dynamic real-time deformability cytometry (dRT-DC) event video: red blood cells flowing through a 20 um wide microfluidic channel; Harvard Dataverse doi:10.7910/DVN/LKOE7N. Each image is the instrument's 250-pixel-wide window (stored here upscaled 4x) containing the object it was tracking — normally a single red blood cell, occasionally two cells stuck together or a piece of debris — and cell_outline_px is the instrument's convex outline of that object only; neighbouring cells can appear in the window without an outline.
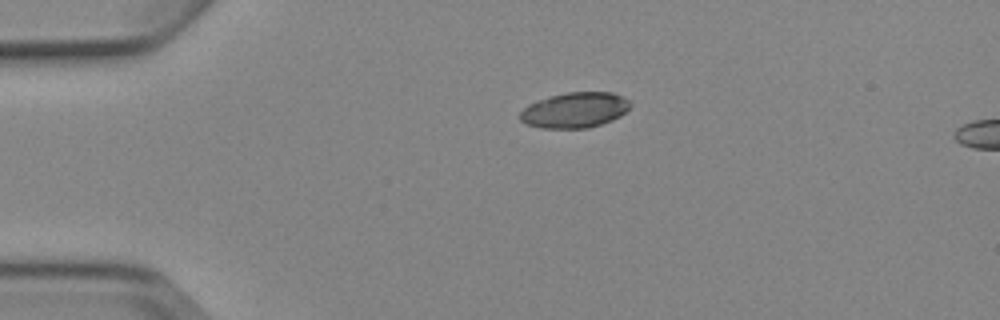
{"species": "Egyptian fruit bat (a non-hibernating species)", "species_latin": "Rousettus aegyptiacus", "temperature_condition": "cold", "stored_images_in_passage": 2, "camera_frame_rate_fps": 3000, "um_per_image_px": 0.085, "animal": {"sex": "female"}, "frame": {"image": 1, "passage_image": 1, "time_ms": 0.0, "image_size_px": [1000, 320], "cell_outline_px": [[632, 104], [620, 116], [612, 120], [588, 128], [540, 128], [528, 124], [520, 120], [520, 112], [528, 104], [548, 96], [568, 92], [612, 92], [628, 100]], "centroid_in_image_um": [48.84, 9.35], "position_along_channel_um": 36.2, "area_um2": 22.66}}